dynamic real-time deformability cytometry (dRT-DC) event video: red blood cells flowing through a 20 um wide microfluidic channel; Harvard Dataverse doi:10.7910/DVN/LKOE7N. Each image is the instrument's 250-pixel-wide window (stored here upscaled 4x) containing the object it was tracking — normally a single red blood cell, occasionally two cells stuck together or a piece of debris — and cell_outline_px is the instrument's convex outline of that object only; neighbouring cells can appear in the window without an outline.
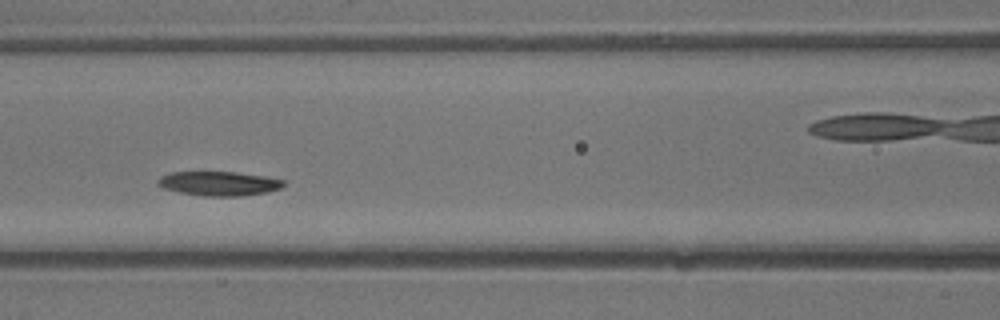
{"species": "common noctule bat (a hibernating species)", "species_latin": "Nyctalus noctula", "temperature_condition": "warm", "stored_images_in_passage": 22, "camera_frame_rate_fps": 3000, "um_per_image_px": 0.085, "animal": {"sex": "male", "body_mass_g": 13.3}, "frame": {"image": 1, "passage_image": 9, "time_ms": 2.667, "image_size_px": [1000, 320], "cell_outline_px": [[284, 184], [280, 188], [268, 192], [240, 196], [200, 196], [180, 192], [164, 188], [156, 184], [156, 180], [160, 176], [172, 172], [236, 172], [264, 176], [284, 180]], "centroid_in_image_um": [18.58, 15.6], "position_along_channel_um": 148.0, "area_um2": 17.8}}
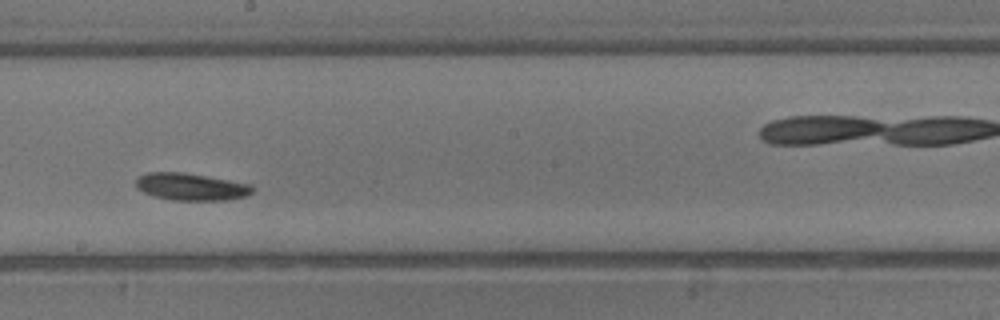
{"frame": {"image": 2, "passage_image": 13, "time_ms": 4.0, "image_size_px": [1000, 320], "cell_outline_px": [[256, 188], [248, 196], [228, 200], [172, 200], [152, 196], [136, 188], [136, 176], [148, 172], [180, 172], [252, 184]], "centroid_in_image_um": [16.24, 15.88], "position_along_channel_um": 232.0, "area_um2": 18.61}}
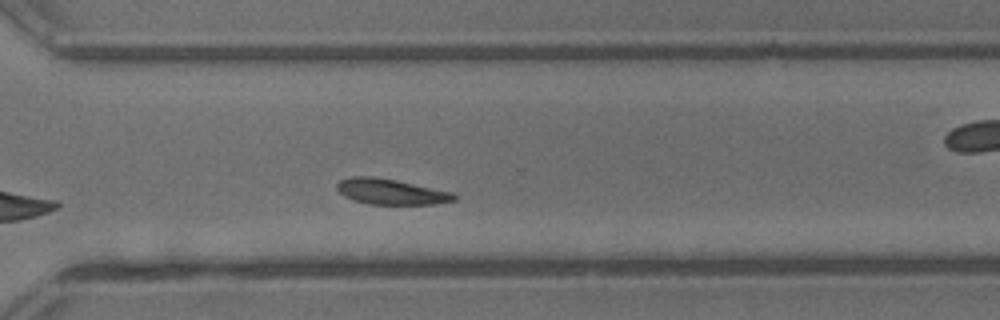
{"frame": {"image": 3, "passage_image": 18, "time_ms": 5.667, "image_size_px": [1000, 320], "cell_outline_px": [[456, 200], [436, 204], [368, 204], [352, 200], [344, 196], [336, 188], [336, 184], [340, 180], [352, 176], [372, 176], [396, 180], [452, 192], [456, 196]], "centroid_in_image_um": [33.2, 16.29], "position_along_channel_um": 337.4, "area_um2": 17.46}}